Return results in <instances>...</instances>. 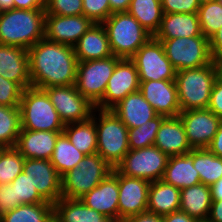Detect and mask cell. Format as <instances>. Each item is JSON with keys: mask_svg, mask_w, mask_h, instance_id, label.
Wrapping results in <instances>:
<instances>
[{"mask_svg": "<svg viewBox=\"0 0 222 222\" xmlns=\"http://www.w3.org/2000/svg\"><path fill=\"white\" fill-rule=\"evenodd\" d=\"M28 55L32 87L75 85L78 60L73 46L44 37L28 49Z\"/></svg>", "mask_w": 222, "mask_h": 222, "instance_id": "6da1fadb", "label": "cell"}, {"mask_svg": "<svg viewBox=\"0 0 222 222\" xmlns=\"http://www.w3.org/2000/svg\"><path fill=\"white\" fill-rule=\"evenodd\" d=\"M45 9H11L0 13V44L28 50L45 37Z\"/></svg>", "mask_w": 222, "mask_h": 222, "instance_id": "7a4b0ae2", "label": "cell"}, {"mask_svg": "<svg viewBox=\"0 0 222 222\" xmlns=\"http://www.w3.org/2000/svg\"><path fill=\"white\" fill-rule=\"evenodd\" d=\"M222 64L212 62L199 68L176 72L175 83L181 111L208 108L211 92Z\"/></svg>", "mask_w": 222, "mask_h": 222, "instance_id": "3957f363", "label": "cell"}, {"mask_svg": "<svg viewBox=\"0 0 222 222\" xmlns=\"http://www.w3.org/2000/svg\"><path fill=\"white\" fill-rule=\"evenodd\" d=\"M93 121L97 132V154L112 168L128 153V128L112 110L93 111Z\"/></svg>", "mask_w": 222, "mask_h": 222, "instance_id": "277c9868", "label": "cell"}, {"mask_svg": "<svg viewBox=\"0 0 222 222\" xmlns=\"http://www.w3.org/2000/svg\"><path fill=\"white\" fill-rule=\"evenodd\" d=\"M114 56L130 59L152 35L128 12L112 13L103 23Z\"/></svg>", "mask_w": 222, "mask_h": 222, "instance_id": "5b68a950", "label": "cell"}, {"mask_svg": "<svg viewBox=\"0 0 222 222\" xmlns=\"http://www.w3.org/2000/svg\"><path fill=\"white\" fill-rule=\"evenodd\" d=\"M19 108L21 129L63 131L65 127L49 96L42 89H24Z\"/></svg>", "mask_w": 222, "mask_h": 222, "instance_id": "8992f818", "label": "cell"}, {"mask_svg": "<svg viewBox=\"0 0 222 222\" xmlns=\"http://www.w3.org/2000/svg\"><path fill=\"white\" fill-rule=\"evenodd\" d=\"M113 168L99 154L85 155L81 162L61 178L62 197L80 199L106 178Z\"/></svg>", "mask_w": 222, "mask_h": 222, "instance_id": "52a82bcc", "label": "cell"}, {"mask_svg": "<svg viewBox=\"0 0 222 222\" xmlns=\"http://www.w3.org/2000/svg\"><path fill=\"white\" fill-rule=\"evenodd\" d=\"M162 42L167 58L177 71L199 68L213 61L205 36L157 39Z\"/></svg>", "mask_w": 222, "mask_h": 222, "instance_id": "ba28073f", "label": "cell"}, {"mask_svg": "<svg viewBox=\"0 0 222 222\" xmlns=\"http://www.w3.org/2000/svg\"><path fill=\"white\" fill-rule=\"evenodd\" d=\"M121 58L114 55L97 60L78 62L75 87L96 105L104 96L108 80Z\"/></svg>", "mask_w": 222, "mask_h": 222, "instance_id": "9c48e42d", "label": "cell"}, {"mask_svg": "<svg viewBox=\"0 0 222 222\" xmlns=\"http://www.w3.org/2000/svg\"><path fill=\"white\" fill-rule=\"evenodd\" d=\"M168 159L164 152L152 145L129 150L115 169L124 176L154 182L162 179Z\"/></svg>", "mask_w": 222, "mask_h": 222, "instance_id": "30bf717a", "label": "cell"}, {"mask_svg": "<svg viewBox=\"0 0 222 222\" xmlns=\"http://www.w3.org/2000/svg\"><path fill=\"white\" fill-rule=\"evenodd\" d=\"M130 59L140 81L175 80L176 70L167 58L162 42L153 36Z\"/></svg>", "mask_w": 222, "mask_h": 222, "instance_id": "8fae6325", "label": "cell"}, {"mask_svg": "<svg viewBox=\"0 0 222 222\" xmlns=\"http://www.w3.org/2000/svg\"><path fill=\"white\" fill-rule=\"evenodd\" d=\"M58 112L64 125L88 120L95 109L75 85L47 87L43 89Z\"/></svg>", "mask_w": 222, "mask_h": 222, "instance_id": "7c38bea8", "label": "cell"}, {"mask_svg": "<svg viewBox=\"0 0 222 222\" xmlns=\"http://www.w3.org/2000/svg\"><path fill=\"white\" fill-rule=\"evenodd\" d=\"M139 74L131 59H120L108 80L103 98L95 105L100 110H111L128 94L139 91Z\"/></svg>", "mask_w": 222, "mask_h": 222, "instance_id": "4fadbf2b", "label": "cell"}, {"mask_svg": "<svg viewBox=\"0 0 222 222\" xmlns=\"http://www.w3.org/2000/svg\"><path fill=\"white\" fill-rule=\"evenodd\" d=\"M179 117L184 126L188 143L193 149L207 148L222 121L208 108L181 111Z\"/></svg>", "mask_w": 222, "mask_h": 222, "instance_id": "5bb4252c", "label": "cell"}, {"mask_svg": "<svg viewBox=\"0 0 222 222\" xmlns=\"http://www.w3.org/2000/svg\"><path fill=\"white\" fill-rule=\"evenodd\" d=\"M149 187L147 180L127 177L118 172L119 221L147 212Z\"/></svg>", "mask_w": 222, "mask_h": 222, "instance_id": "9a60e30c", "label": "cell"}, {"mask_svg": "<svg viewBox=\"0 0 222 222\" xmlns=\"http://www.w3.org/2000/svg\"><path fill=\"white\" fill-rule=\"evenodd\" d=\"M23 172L46 201L54 204L62 197V178L50 160L25 159Z\"/></svg>", "mask_w": 222, "mask_h": 222, "instance_id": "2e32d148", "label": "cell"}, {"mask_svg": "<svg viewBox=\"0 0 222 222\" xmlns=\"http://www.w3.org/2000/svg\"><path fill=\"white\" fill-rule=\"evenodd\" d=\"M93 24L84 15L45 14V37L56 43L74 46Z\"/></svg>", "mask_w": 222, "mask_h": 222, "instance_id": "e0dca14e", "label": "cell"}, {"mask_svg": "<svg viewBox=\"0 0 222 222\" xmlns=\"http://www.w3.org/2000/svg\"><path fill=\"white\" fill-rule=\"evenodd\" d=\"M139 91L158 115L178 117L181 108L175 80L140 81Z\"/></svg>", "mask_w": 222, "mask_h": 222, "instance_id": "ac0fdd59", "label": "cell"}, {"mask_svg": "<svg viewBox=\"0 0 222 222\" xmlns=\"http://www.w3.org/2000/svg\"><path fill=\"white\" fill-rule=\"evenodd\" d=\"M118 199V171L115 168L98 186L80 198L86 206L101 216L119 221Z\"/></svg>", "mask_w": 222, "mask_h": 222, "instance_id": "d6986e66", "label": "cell"}, {"mask_svg": "<svg viewBox=\"0 0 222 222\" xmlns=\"http://www.w3.org/2000/svg\"><path fill=\"white\" fill-rule=\"evenodd\" d=\"M0 76L18 83L23 89L32 87L28 50L0 44Z\"/></svg>", "mask_w": 222, "mask_h": 222, "instance_id": "ffe728a7", "label": "cell"}, {"mask_svg": "<svg viewBox=\"0 0 222 222\" xmlns=\"http://www.w3.org/2000/svg\"><path fill=\"white\" fill-rule=\"evenodd\" d=\"M62 132L21 129L15 148L25 159L50 160L57 138Z\"/></svg>", "mask_w": 222, "mask_h": 222, "instance_id": "44dd1931", "label": "cell"}, {"mask_svg": "<svg viewBox=\"0 0 222 222\" xmlns=\"http://www.w3.org/2000/svg\"><path fill=\"white\" fill-rule=\"evenodd\" d=\"M154 145L168 157L189 153V145L180 117H166L156 134Z\"/></svg>", "mask_w": 222, "mask_h": 222, "instance_id": "7402d4cb", "label": "cell"}, {"mask_svg": "<svg viewBox=\"0 0 222 222\" xmlns=\"http://www.w3.org/2000/svg\"><path fill=\"white\" fill-rule=\"evenodd\" d=\"M78 62L104 59L113 55L102 23H94L73 46Z\"/></svg>", "mask_w": 222, "mask_h": 222, "instance_id": "603a6c76", "label": "cell"}, {"mask_svg": "<svg viewBox=\"0 0 222 222\" xmlns=\"http://www.w3.org/2000/svg\"><path fill=\"white\" fill-rule=\"evenodd\" d=\"M111 110L128 129L139 127L158 115L140 91L128 94Z\"/></svg>", "mask_w": 222, "mask_h": 222, "instance_id": "cb8c5ba5", "label": "cell"}, {"mask_svg": "<svg viewBox=\"0 0 222 222\" xmlns=\"http://www.w3.org/2000/svg\"><path fill=\"white\" fill-rule=\"evenodd\" d=\"M195 36H204L197 13H163L160 27L153 37L155 39H174Z\"/></svg>", "mask_w": 222, "mask_h": 222, "instance_id": "d4e9b609", "label": "cell"}, {"mask_svg": "<svg viewBox=\"0 0 222 222\" xmlns=\"http://www.w3.org/2000/svg\"><path fill=\"white\" fill-rule=\"evenodd\" d=\"M161 180L180 190L199 184L200 177L193 166V149L187 154L169 157Z\"/></svg>", "mask_w": 222, "mask_h": 222, "instance_id": "484cf974", "label": "cell"}, {"mask_svg": "<svg viewBox=\"0 0 222 222\" xmlns=\"http://www.w3.org/2000/svg\"><path fill=\"white\" fill-rule=\"evenodd\" d=\"M212 204L210 186L199 183L180 190V211L206 222Z\"/></svg>", "mask_w": 222, "mask_h": 222, "instance_id": "4316f807", "label": "cell"}, {"mask_svg": "<svg viewBox=\"0 0 222 222\" xmlns=\"http://www.w3.org/2000/svg\"><path fill=\"white\" fill-rule=\"evenodd\" d=\"M180 209V189L164 181L150 182L147 211L165 216Z\"/></svg>", "mask_w": 222, "mask_h": 222, "instance_id": "83f0119b", "label": "cell"}, {"mask_svg": "<svg viewBox=\"0 0 222 222\" xmlns=\"http://www.w3.org/2000/svg\"><path fill=\"white\" fill-rule=\"evenodd\" d=\"M63 132L74 147L84 155L97 153V132L93 113L88 120L65 125Z\"/></svg>", "mask_w": 222, "mask_h": 222, "instance_id": "f1b7e54d", "label": "cell"}, {"mask_svg": "<svg viewBox=\"0 0 222 222\" xmlns=\"http://www.w3.org/2000/svg\"><path fill=\"white\" fill-rule=\"evenodd\" d=\"M101 215L86 206L80 199L61 197L53 204L54 222H90Z\"/></svg>", "mask_w": 222, "mask_h": 222, "instance_id": "f546056e", "label": "cell"}, {"mask_svg": "<svg viewBox=\"0 0 222 222\" xmlns=\"http://www.w3.org/2000/svg\"><path fill=\"white\" fill-rule=\"evenodd\" d=\"M128 13L154 36L163 17L161 0H131Z\"/></svg>", "mask_w": 222, "mask_h": 222, "instance_id": "4dcf8cb0", "label": "cell"}, {"mask_svg": "<svg viewBox=\"0 0 222 222\" xmlns=\"http://www.w3.org/2000/svg\"><path fill=\"white\" fill-rule=\"evenodd\" d=\"M84 156L82 152L74 147L66 134L62 132L57 138L50 162L62 177L65 173L77 167Z\"/></svg>", "mask_w": 222, "mask_h": 222, "instance_id": "1f68e13d", "label": "cell"}, {"mask_svg": "<svg viewBox=\"0 0 222 222\" xmlns=\"http://www.w3.org/2000/svg\"><path fill=\"white\" fill-rule=\"evenodd\" d=\"M0 222H54L53 203L21 204L0 216Z\"/></svg>", "mask_w": 222, "mask_h": 222, "instance_id": "d6a6232c", "label": "cell"}, {"mask_svg": "<svg viewBox=\"0 0 222 222\" xmlns=\"http://www.w3.org/2000/svg\"><path fill=\"white\" fill-rule=\"evenodd\" d=\"M193 166L198 171L200 183L211 186L222 178V157L207 148L193 149Z\"/></svg>", "mask_w": 222, "mask_h": 222, "instance_id": "836d02e7", "label": "cell"}, {"mask_svg": "<svg viewBox=\"0 0 222 222\" xmlns=\"http://www.w3.org/2000/svg\"><path fill=\"white\" fill-rule=\"evenodd\" d=\"M20 130V108L0 105V148L15 147Z\"/></svg>", "mask_w": 222, "mask_h": 222, "instance_id": "e575fe53", "label": "cell"}, {"mask_svg": "<svg viewBox=\"0 0 222 222\" xmlns=\"http://www.w3.org/2000/svg\"><path fill=\"white\" fill-rule=\"evenodd\" d=\"M166 117L157 115L143 125L128 129L129 149L136 150L154 145L157 131Z\"/></svg>", "mask_w": 222, "mask_h": 222, "instance_id": "d590c367", "label": "cell"}, {"mask_svg": "<svg viewBox=\"0 0 222 222\" xmlns=\"http://www.w3.org/2000/svg\"><path fill=\"white\" fill-rule=\"evenodd\" d=\"M25 158L15 147L0 148V184L11 183L23 172Z\"/></svg>", "mask_w": 222, "mask_h": 222, "instance_id": "8d00e7d4", "label": "cell"}, {"mask_svg": "<svg viewBox=\"0 0 222 222\" xmlns=\"http://www.w3.org/2000/svg\"><path fill=\"white\" fill-rule=\"evenodd\" d=\"M197 15L201 32L207 39L222 26V5L218 1L200 5Z\"/></svg>", "mask_w": 222, "mask_h": 222, "instance_id": "74e56055", "label": "cell"}, {"mask_svg": "<svg viewBox=\"0 0 222 222\" xmlns=\"http://www.w3.org/2000/svg\"><path fill=\"white\" fill-rule=\"evenodd\" d=\"M11 185L14 186L15 200L18 205L48 202L39 194L24 172L20 173Z\"/></svg>", "mask_w": 222, "mask_h": 222, "instance_id": "f35d334b", "label": "cell"}, {"mask_svg": "<svg viewBox=\"0 0 222 222\" xmlns=\"http://www.w3.org/2000/svg\"><path fill=\"white\" fill-rule=\"evenodd\" d=\"M45 13L51 15H83V0H47Z\"/></svg>", "mask_w": 222, "mask_h": 222, "instance_id": "ab89813d", "label": "cell"}, {"mask_svg": "<svg viewBox=\"0 0 222 222\" xmlns=\"http://www.w3.org/2000/svg\"><path fill=\"white\" fill-rule=\"evenodd\" d=\"M23 90L18 83L0 76V105L19 107Z\"/></svg>", "mask_w": 222, "mask_h": 222, "instance_id": "60d3db41", "label": "cell"}, {"mask_svg": "<svg viewBox=\"0 0 222 222\" xmlns=\"http://www.w3.org/2000/svg\"><path fill=\"white\" fill-rule=\"evenodd\" d=\"M83 15L94 23H103L111 15L109 0H83Z\"/></svg>", "mask_w": 222, "mask_h": 222, "instance_id": "b9f144b4", "label": "cell"}, {"mask_svg": "<svg viewBox=\"0 0 222 222\" xmlns=\"http://www.w3.org/2000/svg\"><path fill=\"white\" fill-rule=\"evenodd\" d=\"M161 5L165 14L197 13L200 7L197 0H161Z\"/></svg>", "mask_w": 222, "mask_h": 222, "instance_id": "7bdbcfd3", "label": "cell"}, {"mask_svg": "<svg viewBox=\"0 0 222 222\" xmlns=\"http://www.w3.org/2000/svg\"><path fill=\"white\" fill-rule=\"evenodd\" d=\"M18 203L15 200L14 186L9 184H0V216L15 209Z\"/></svg>", "mask_w": 222, "mask_h": 222, "instance_id": "ee69618b", "label": "cell"}, {"mask_svg": "<svg viewBox=\"0 0 222 222\" xmlns=\"http://www.w3.org/2000/svg\"><path fill=\"white\" fill-rule=\"evenodd\" d=\"M208 109L222 119V71L215 80Z\"/></svg>", "mask_w": 222, "mask_h": 222, "instance_id": "f6af8a7d", "label": "cell"}, {"mask_svg": "<svg viewBox=\"0 0 222 222\" xmlns=\"http://www.w3.org/2000/svg\"><path fill=\"white\" fill-rule=\"evenodd\" d=\"M208 41L213 61L222 64V26Z\"/></svg>", "mask_w": 222, "mask_h": 222, "instance_id": "bcb514c9", "label": "cell"}, {"mask_svg": "<svg viewBox=\"0 0 222 222\" xmlns=\"http://www.w3.org/2000/svg\"><path fill=\"white\" fill-rule=\"evenodd\" d=\"M47 0H14V9H45Z\"/></svg>", "mask_w": 222, "mask_h": 222, "instance_id": "7dc6e473", "label": "cell"}, {"mask_svg": "<svg viewBox=\"0 0 222 222\" xmlns=\"http://www.w3.org/2000/svg\"><path fill=\"white\" fill-rule=\"evenodd\" d=\"M124 222H164L163 216L154 213L144 212L127 218Z\"/></svg>", "mask_w": 222, "mask_h": 222, "instance_id": "c3c4849f", "label": "cell"}, {"mask_svg": "<svg viewBox=\"0 0 222 222\" xmlns=\"http://www.w3.org/2000/svg\"><path fill=\"white\" fill-rule=\"evenodd\" d=\"M207 149L214 155L222 157V121L219 125L217 133Z\"/></svg>", "mask_w": 222, "mask_h": 222, "instance_id": "681fc988", "label": "cell"}, {"mask_svg": "<svg viewBox=\"0 0 222 222\" xmlns=\"http://www.w3.org/2000/svg\"><path fill=\"white\" fill-rule=\"evenodd\" d=\"M164 222H199L197 219L190 217L183 211H175L168 215L163 216Z\"/></svg>", "mask_w": 222, "mask_h": 222, "instance_id": "f907efd6", "label": "cell"}, {"mask_svg": "<svg viewBox=\"0 0 222 222\" xmlns=\"http://www.w3.org/2000/svg\"><path fill=\"white\" fill-rule=\"evenodd\" d=\"M206 222H222V200L212 201Z\"/></svg>", "mask_w": 222, "mask_h": 222, "instance_id": "816d5d0a", "label": "cell"}, {"mask_svg": "<svg viewBox=\"0 0 222 222\" xmlns=\"http://www.w3.org/2000/svg\"><path fill=\"white\" fill-rule=\"evenodd\" d=\"M111 14L117 12H128L131 0H109Z\"/></svg>", "mask_w": 222, "mask_h": 222, "instance_id": "f5cc1de1", "label": "cell"}, {"mask_svg": "<svg viewBox=\"0 0 222 222\" xmlns=\"http://www.w3.org/2000/svg\"><path fill=\"white\" fill-rule=\"evenodd\" d=\"M212 201L222 200V178L210 186Z\"/></svg>", "mask_w": 222, "mask_h": 222, "instance_id": "db71d44e", "label": "cell"}, {"mask_svg": "<svg viewBox=\"0 0 222 222\" xmlns=\"http://www.w3.org/2000/svg\"><path fill=\"white\" fill-rule=\"evenodd\" d=\"M14 9V0H0V13Z\"/></svg>", "mask_w": 222, "mask_h": 222, "instance_id": "11a10c76", "label": "cell"}, {"mask_svg": "<svg viewBox=\"0 0 222 222\" xmlns=\"http://www.w3.org/2000/svg\"><path fill=\"white\" fill-rule=\"evenodd\" d=\"M118 220L109 217L100 216L99 218L93 219L90 222H117Z\"/></svg>", "mask_w": 222, "mask_h": 222, "instance_id": "9f6ffc18", "label": "cell"}, {"mask_svg": "<svg viewBox=\"0 0 222 222\" xmlns=\"http://www.w3.org/2000/svg\"><path fill=\"white\" fill-rule=\"evenodd\" d=\"M199 5H202V4H205V3H209V2H212V1H217V0H197Z\"/></svg>", "mask_w": 222, "mask_h": 222, "instance_id": "6f0895ef", "label": "cell"}]
</instances>
